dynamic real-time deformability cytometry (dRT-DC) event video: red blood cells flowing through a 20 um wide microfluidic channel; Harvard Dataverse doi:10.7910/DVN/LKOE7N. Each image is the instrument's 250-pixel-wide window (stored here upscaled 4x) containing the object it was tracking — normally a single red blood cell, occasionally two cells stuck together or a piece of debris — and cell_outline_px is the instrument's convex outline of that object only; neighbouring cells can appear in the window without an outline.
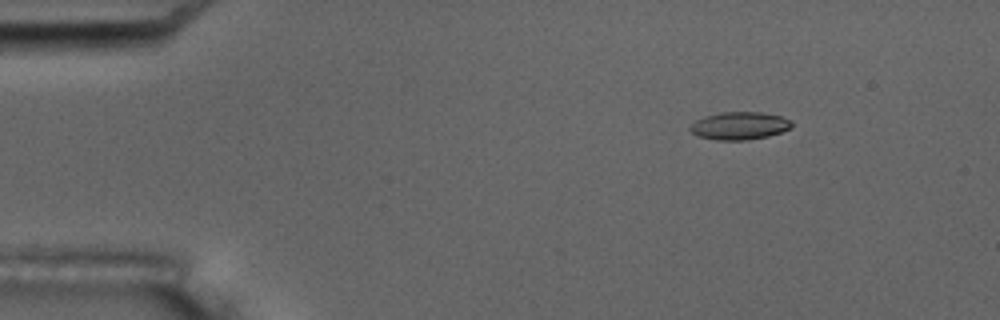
{"species": "common noctule bat (a hibernating species)", "species_latin": "Nyctalus noctula", "temperature_condition": "room temperature", "stored_images_in_passage": 2, "camera_frame_rate_fps": 3000, "um_per_image_px": 0.085, "animal": {"sex": "male", "body_mass_g": 17.5, "forearm_length_mm": 52.3}, "frame": {"image": 1, "passage_image": 2, "time_ms": 2.0, "image_size_px": [1000, 320], "cell_outline_px": [[792, 128], [768, 136], [748, 140], [716, 140], [700, 136], [692, 132], [688, 128], [696, 120], [704, 116], [720, 112], [764, 112], [780, 116], [792, 120]], "centroid_in_image_um": [62.88, 10.68], "position_along_channel_um": 22.1, "area_um2": 16.47}}